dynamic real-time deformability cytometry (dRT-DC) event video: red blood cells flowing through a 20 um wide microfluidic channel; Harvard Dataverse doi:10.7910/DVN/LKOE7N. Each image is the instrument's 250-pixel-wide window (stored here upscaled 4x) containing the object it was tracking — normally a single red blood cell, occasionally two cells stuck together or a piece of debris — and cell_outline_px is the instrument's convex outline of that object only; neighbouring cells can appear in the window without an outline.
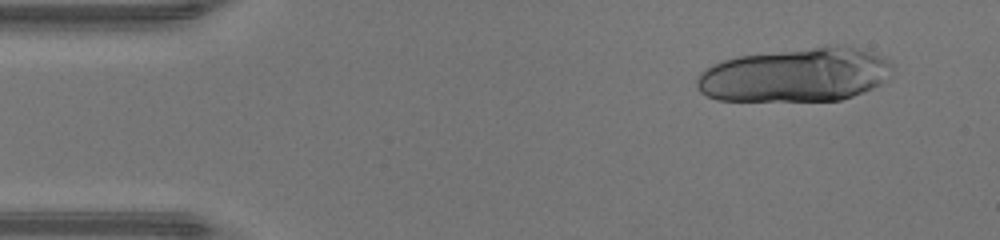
{"species": "human", "species_latin": "Homo sapiens", "temperature_condition": "warm", "stored_images_in_passage": 12, "camera_frame_rate_fps": 3000, "um_per_image_px": 0.085, "donor": {"sex": "male"}, "frame": {"image": 1, "passage_image": 1, "time_ms": 0.0, "image_size_px": [1000, 240], "cell_outline_px": [[892, 76], [888, 80], [872, 88], [852, 96], [840, 100], [716, 100], [700, 92], [696, 88], [696, 80], [700, 72], [712, 64], [724, 60], [740, 56], [824, 44], [840, 44], [872, 52], [884, 56], [892, 64]], "centroid_in_image_um": [67.66, 6.34], "position_along_channel_um": 17.3, "area_um2": 62.19}}